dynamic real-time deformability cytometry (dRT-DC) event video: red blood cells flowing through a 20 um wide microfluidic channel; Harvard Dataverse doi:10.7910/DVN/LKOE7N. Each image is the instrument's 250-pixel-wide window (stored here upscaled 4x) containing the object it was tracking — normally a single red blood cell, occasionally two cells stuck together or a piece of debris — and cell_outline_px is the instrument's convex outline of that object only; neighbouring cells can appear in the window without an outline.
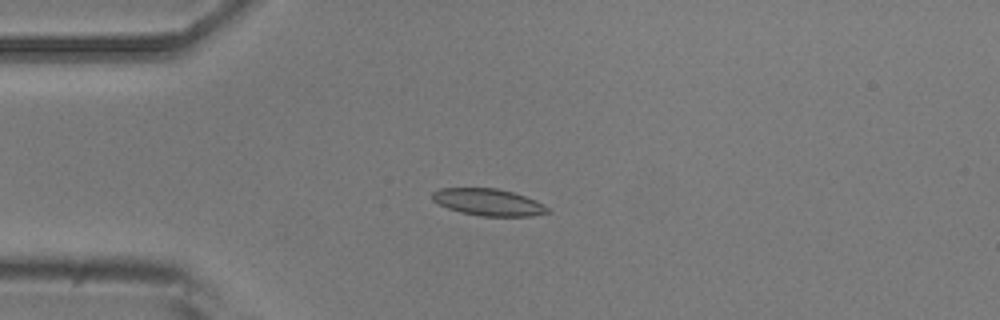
{"species": "common noctule bat (a hibernating species)", "species_latin": "Nyctalus noctula", "temperature_condition": "room temperature", "stored_images_in_passage": 4, "camera_frame_rate_fps": 3000, "um_per_image_px": 0.085, "animal": {"sex": "male", "body_mass_g": 20.5, "forearm_length_mm": 52.5}, "frame": {"image": 1, "passage_image": 4, "time_ms": 3.667, "image_size_px": [1000, 320], "cell_outline_px": [[548, 212], [532, 216], [480, 216], [460, 212], [448, 208], [432, 200], [432, 192], [440, 188], [496, 188], [512, 192], [536, 200], [544, 204], [548, 208]], "centroid_in_image_um": [41.49, 17.18], "position_along_channel_um": 43.5, "area_um2": 17.98}}